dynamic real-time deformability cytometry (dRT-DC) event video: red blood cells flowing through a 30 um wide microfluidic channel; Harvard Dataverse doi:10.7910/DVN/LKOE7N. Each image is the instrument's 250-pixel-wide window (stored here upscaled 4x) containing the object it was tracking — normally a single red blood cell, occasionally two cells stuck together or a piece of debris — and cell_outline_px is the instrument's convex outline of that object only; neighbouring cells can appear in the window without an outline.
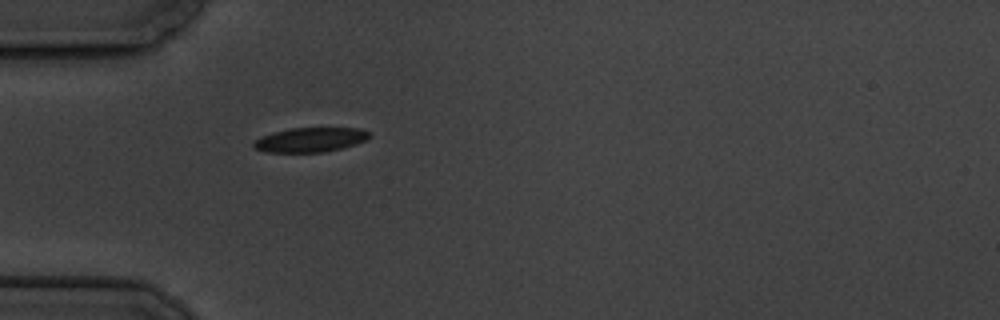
{"species": "common noctule bat (a hibernating species)", "species_latin": "Nyctalus noctula", "temperature_condition": "cold", "stored_images_in_passage": 5, "camera_frame_rate_fps": 3000, "um_per_image_px": 0.085, "animal": {"sex": "male", "body_mass_g": 19.5, "forearm_length_mm": 54.6}, "frame": {"image": 1, "passage_image": 5, "time_ms": 5.333, "image_size_px": [1000, 320], "cell_outline_px": [[368, 140], [356, 144], [324, 152], [264, 152], [256, 148], [252, 144], [256, 140], [272, 132], [288, 128], [360, 128], [368, 132]], "centroid_in_image_um": [26.38, 11.88], "position_along_channel_um": 58.6, "area_um2": 16.36}}